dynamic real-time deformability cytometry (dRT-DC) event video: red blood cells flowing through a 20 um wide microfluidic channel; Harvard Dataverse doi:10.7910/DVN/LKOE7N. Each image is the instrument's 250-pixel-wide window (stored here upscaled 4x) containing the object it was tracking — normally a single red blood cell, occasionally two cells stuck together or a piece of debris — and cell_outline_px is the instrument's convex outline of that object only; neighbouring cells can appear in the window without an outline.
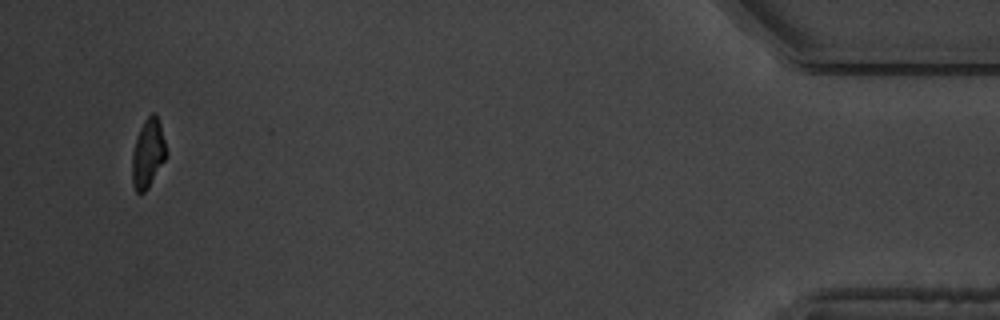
{"species": "common noctule bat (a hibernating species)", "species_latin": "Nyctalus noctula", "temperature_condition": "warm", "stored_images_in_passage": 18, "camera_frame_rate_fps": 3000, "um_per_image_px": 0.085, "animal": {"sex": "male", "body_mass_g": 19.5, "forearm_length_mm": 54.6}, "frame": {"image": 1, "passage_image": 18, "time_ms": 19.667, "image_size_px": [1000, 320], "cell_outline_px": [[168, 152], [164, 160], [148, 188], [144, 192], [136, 192], [132, 184], [132, 152], [136, 136], [144, 120], [152, 112], [156, 112], [160, 124]], "centroid_in_image_um": [12.57, 13.01], "position_along_channel_um": 422.6, "area_um2": 13.76}, "authors_computed_cell_mechanics": {"area_um2": 14.739, "velocity_mm_per_s": 3.349, "shape_relaxation_time_tau1_ms": 2.3121, "shape_relaxation_time_tau2_ms": 0.1119, "deformation_change_tau1": 0.1217, "deformation_change_tau2": 0.0469}}